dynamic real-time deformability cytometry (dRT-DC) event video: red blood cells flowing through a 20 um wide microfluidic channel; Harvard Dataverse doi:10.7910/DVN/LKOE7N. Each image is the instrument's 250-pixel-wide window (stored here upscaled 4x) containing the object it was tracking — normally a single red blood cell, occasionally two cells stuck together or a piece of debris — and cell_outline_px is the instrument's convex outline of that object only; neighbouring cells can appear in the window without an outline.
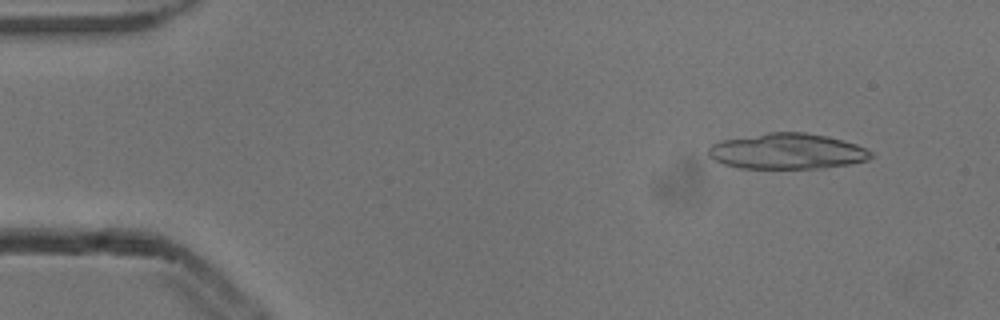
{"species": "common noctule bat (a hibernating species)", "species_latin": "Nyctalus noctula", "temperature_condition": "cold", "stored_images_in_passage": 5, "camera_frame_rate_fps": 3000, "um_per_image_px": 0.085, "animal": {"sex": "male", "body_mass_g": 13.3}, "frame": {"image": 1, "passage_image": 2, "time_ms": 0.333, "image_size_px": [1000, 320], "cell_outline_px": [[876, 156], [868, 160], [848, 164], [824, 168], [740, 168], [724, 164], [708, 156], [708, 148], [712, 144], [720, 140], [768, 132], [804, 132], [824, 136], [856, 144], [872, 152]], "centroid_in_image_um": [66.9, 12.86], "position_along_channel_um": 18.1, "area_um2": 33.76}}